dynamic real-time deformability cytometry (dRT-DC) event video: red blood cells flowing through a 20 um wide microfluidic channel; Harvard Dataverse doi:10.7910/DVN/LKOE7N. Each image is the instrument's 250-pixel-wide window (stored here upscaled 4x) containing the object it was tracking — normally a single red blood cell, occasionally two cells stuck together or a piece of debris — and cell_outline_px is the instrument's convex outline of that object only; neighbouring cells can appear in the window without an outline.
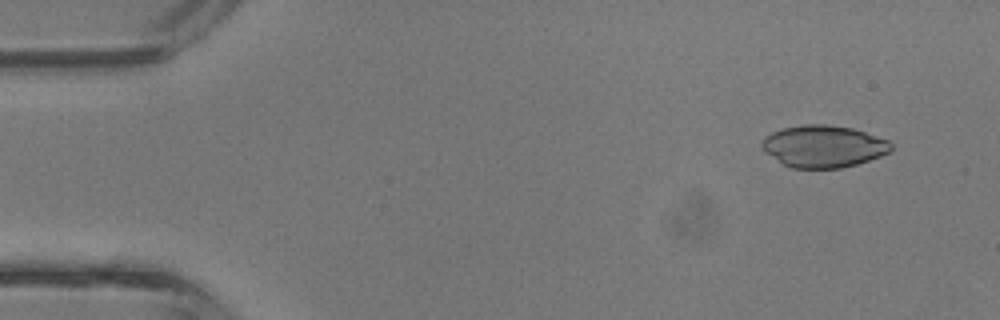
{"species": "common noctule bat (a hibernating species)", "species_latin": "Nyctalus noctula", "temperature_condition": "room temperature", "stored_images_in_passage": 42, "camera_frame_rate_fps": 3000, "um_per_image_px": 0.085, "animal": {"sex": "male", "body_mass_g": 13.3}, "frame": {"image": 1, "passage_image": 3, "time_ms": 0.667, "image_size_px": [1000, 320], "cell_outline_px": [[892, 148], [888, 152], [880, 156], [856, 164], [840, 168], [792, 168], [784, 164], [764, 152], [760, 144], [764, 136], [772, 132], [784, 128], [804, 124], [824, 124], [852, 128], [888, 140], [892, 144]], "centroid_in_image_um": [69.96, 12.43], "position_along_channel_um": 15.0, "area_um2": 31.5}}
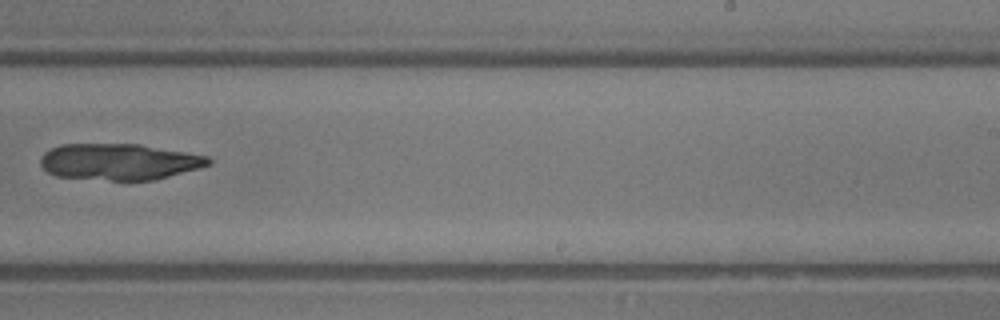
{"frame": {"image": 2, "passage_image": 26, "time_ms": 8.333, "image_size_px": [1000, 320], "cell_outline_px": [[212, 164], [200, 168], [152, 180], [112, 180], [56, 176], [48, 172], [40, 164], [40, 156], [44, 152], [60, 144], [140, 144], [208, 156], [212, 160]], "centroid_in_image_um": [10.13, 13.74], "position_along_channel_um": 278.9, "area_um2": 35.49}}
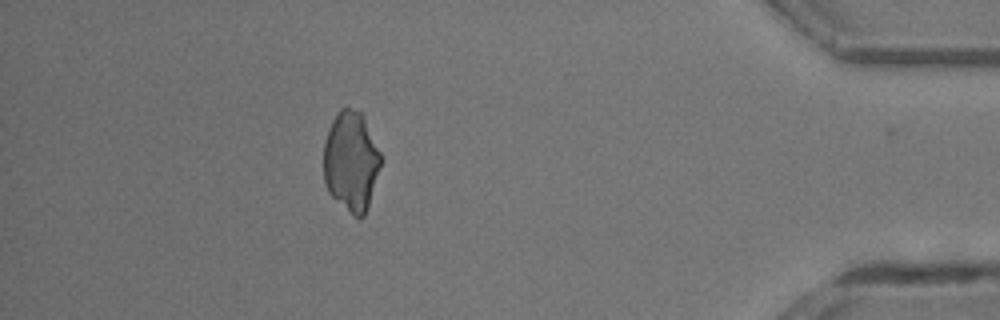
{"frame": {"image": 3, "passage_image": 37, "time_ms": 12.0, "image_size_px": [1000, 320], "cell_outline_px": [[380, 164], [368, 204], [364, 216], [352, 216], [328, 192], [324, 184], [324, 140], [328, 128], [332, 120], [340, 108], [348, 108], [360, 112], [380, 152]], "centroid_in_image_um": [29.79, 13.71], "position_along_channel_um": 405.4, "area_um2": 32.66}}